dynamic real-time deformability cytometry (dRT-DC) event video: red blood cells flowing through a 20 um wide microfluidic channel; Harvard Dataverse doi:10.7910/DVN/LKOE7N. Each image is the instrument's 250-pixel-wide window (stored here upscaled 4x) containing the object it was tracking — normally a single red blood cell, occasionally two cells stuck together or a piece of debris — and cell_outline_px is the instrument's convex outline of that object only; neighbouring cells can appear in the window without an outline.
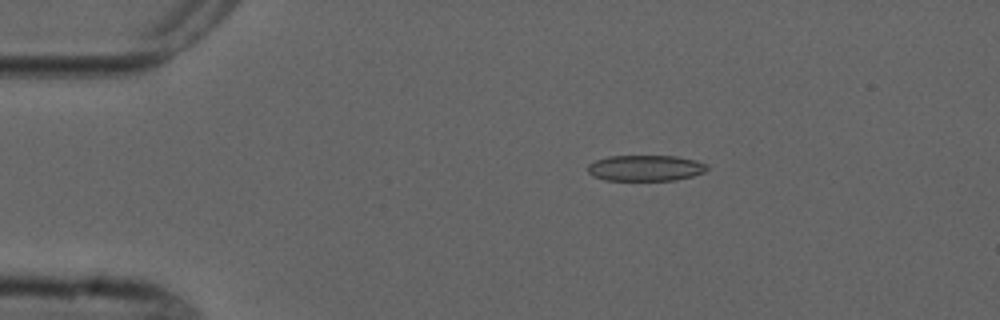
{"species": "common noctule bat (a hibernating species)", "species_latin": "Nyctalus noctula", "temperature_condition": "cold", "stored_images_in_passage": 3, "camera_frame_rate_fps": 3000, "um_per_image_px": 0.085, "animal": {"sex": "male", "forearm_length_mm": 52.5}, "frame": {"image": 1, "passage_image": 1, "time_ms": 0.0, "image_size_px": [1000, 320], "cell_outline_px": [[708, 168], [704, 172], [692, 176], [676, 180], [604, 180], [592, 176], [588, 172], [588, 164], [596, 160], [608, 156], [676, 156], [696, 160], [708, 164]], "centroid_in_image_um": [54.87, 14.28], "position_along_channel_um": 30.1, "area_um2": 18.09}}
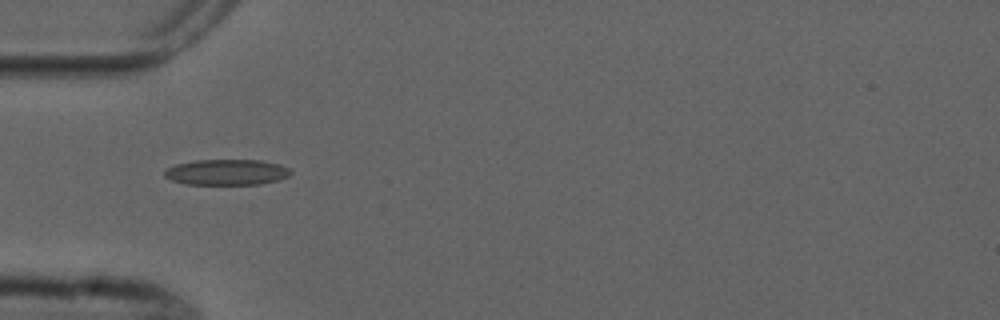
{"frame": {"image": 2, "passage_image": 3, "time_ms": 2.333, "image_size_px": [1000, 320], "cell_outline_px": [[292, 172], [288, 176], [280, 180], [260, 184], [184, 184], [172, 180], [164, 176], [164, 172], [168, 168], [176, 164], [196, 160], [260, 160], [280, 164], [292, 168]], "centroid_in_image_um": [19.32, 14.63], "position_along_channel_um": 65.7, "area_um2": 19.02}}